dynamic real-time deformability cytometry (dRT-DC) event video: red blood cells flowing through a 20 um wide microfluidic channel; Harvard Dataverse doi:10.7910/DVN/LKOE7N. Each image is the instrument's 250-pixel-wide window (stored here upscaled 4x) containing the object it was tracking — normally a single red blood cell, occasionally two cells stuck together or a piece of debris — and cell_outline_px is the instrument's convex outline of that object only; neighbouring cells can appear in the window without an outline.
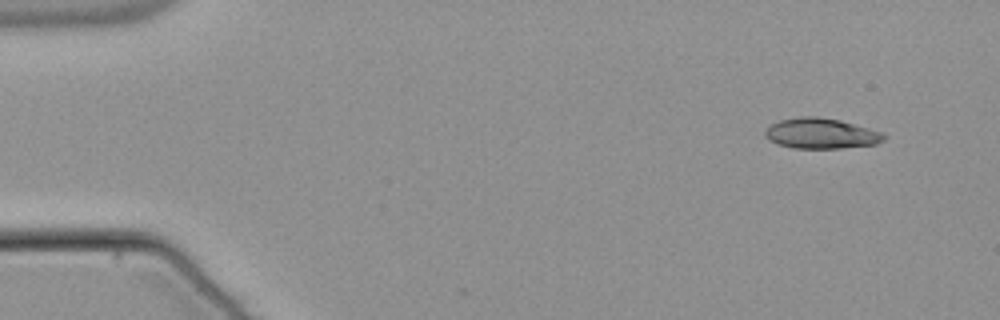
{"species": "common noctule bat (a hibernating species)", "species_latin": "Nyctalus noctula", "temperature_condition": "warm", "stored_images_in_passage": 6, "camera_frame_rate_fps": 3000, "um_per_image_px": 0.085, "animal": {"sex": "male", "body_mass_g": 21.5, "forearm_length_mm": 52.0}, "frame": {"image": 1, "passage_image": 1, "time_ms": 0.0, "image_size_px": [1000, 320], "cell_outline_px": [[888, 136], [884, 140], [876, 144], [840, 148], [792, 148], [776, 144], [768, 140], [764, 136], [764, 132], [772, 124], [780, 120], [800, 116], [816, 116], [840, 120], [884, 132]], "centroid_in_image_um": [69.8, 11.34], "position_along_channel_um": 15.2, "area_um2": 21.27}}